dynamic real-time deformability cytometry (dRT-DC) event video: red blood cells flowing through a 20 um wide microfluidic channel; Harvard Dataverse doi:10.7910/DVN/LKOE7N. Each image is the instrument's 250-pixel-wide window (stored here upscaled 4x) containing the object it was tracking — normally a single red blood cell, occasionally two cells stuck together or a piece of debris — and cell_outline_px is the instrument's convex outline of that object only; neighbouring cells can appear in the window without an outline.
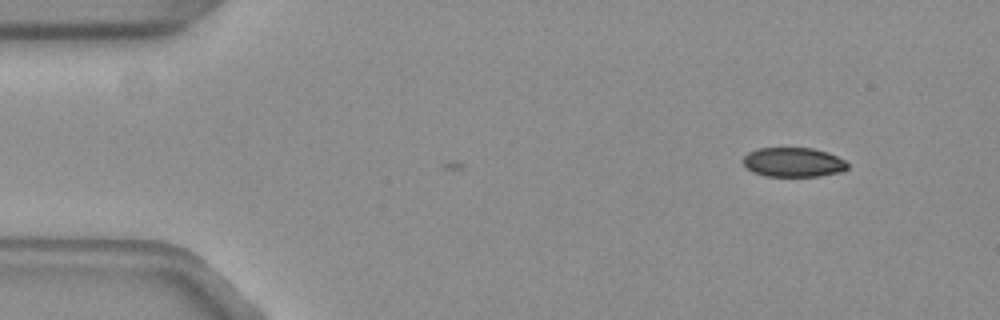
{"species": "common noctule bat (a hibernating species)", "species_latin": "Nyctalus noctula", "temperature_condition": "warm", "stored_images_in_passage": 2, "camera_frame_rate_fps": 3000, "um_per_image_px": 0.085, "animal": {"sex": "female", "body_mass_g": 19.3, "forearm_length_mm": 54.1}, "frame": {"image": 1, "passage_image": 2, "time_ms": 0.333, "image_size_px": [1000, 320], "cell_outline_px": [[848, 168], [840, 172], [816, 176], [768, 176], [752, 172], [744, 164], [744, 156], [748, 152], [760, 148], [812, 148], [828, 152], [844, 160], [848, 164]], "centroid_in_image_um": [67.44, 13.79], "position_along_channel_um": 17.6, "area_um2": 17.74}}